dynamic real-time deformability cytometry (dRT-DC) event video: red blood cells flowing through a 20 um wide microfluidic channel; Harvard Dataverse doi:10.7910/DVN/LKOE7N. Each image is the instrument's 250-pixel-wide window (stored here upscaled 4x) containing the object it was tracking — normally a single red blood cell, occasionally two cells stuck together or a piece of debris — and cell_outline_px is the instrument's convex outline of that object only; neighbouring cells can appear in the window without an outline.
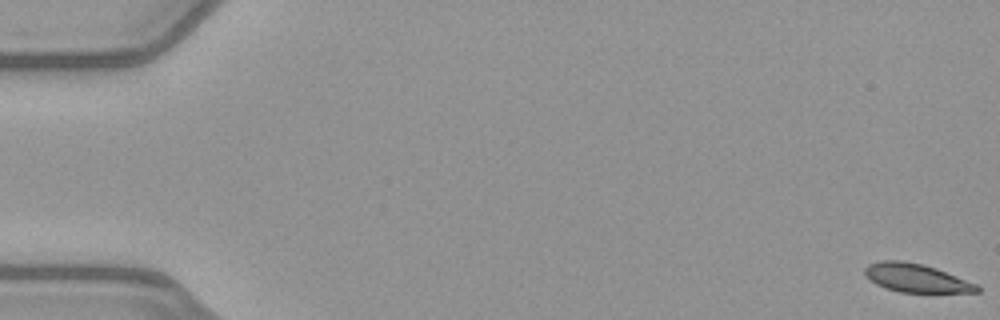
{"species": "common noctule bat (a hibernating species)", "species_latin": "Nyctalus noctula", "temperature_condition": "warm", "stored_images_in_passage": 53, "camera_frame_rate_fps": 3000, "um_per_image_px": 0.085, "animal": {"sex": "female", "body_mass_g": 21.9}, "frame": {"image": 1, "passage_image": 1, "time_ms": 0.0, "image_size_px": [1000, 320], "cell_outline_px": [[980, 292], [900, 292], [884, 288], [876, 284], [864, 276], [864, 268], [868, 264], [880, 260], [900, 260], [924, 264], [936, 268], [980, 284]], "centroid_in_image_um": [77.88, 23.62], "position_along_channel_um": 7.1, "area_um2": 18.9}}
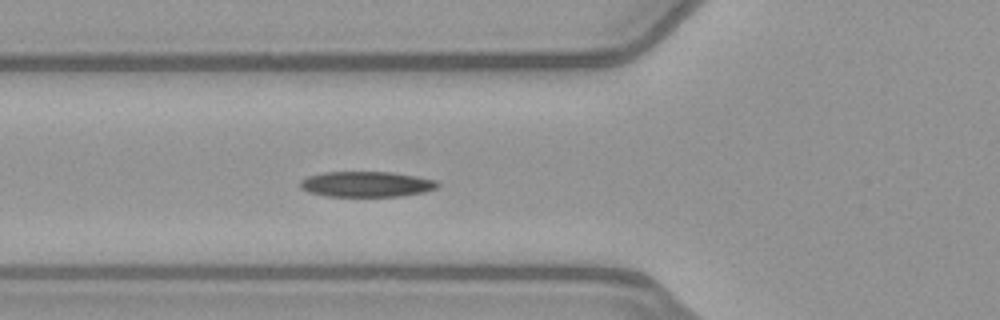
{"frame": {"image": 2, "passage_image": 20, "time_ms": 6.333, "image_size_px": [1000, 320], "cell_outline_px": [[440, 184], [436, 188], [424, 192], [404, 196], [324, 196], [308, 192], [300, 188], [300, 180], [308, 176], [324, 172], [392, 172], [416, 176], [436, 180]], "centroid_in_image_um": [31.14, 15.66], "position_along_channel_um": 94.7, "area_um2": 20.52}}
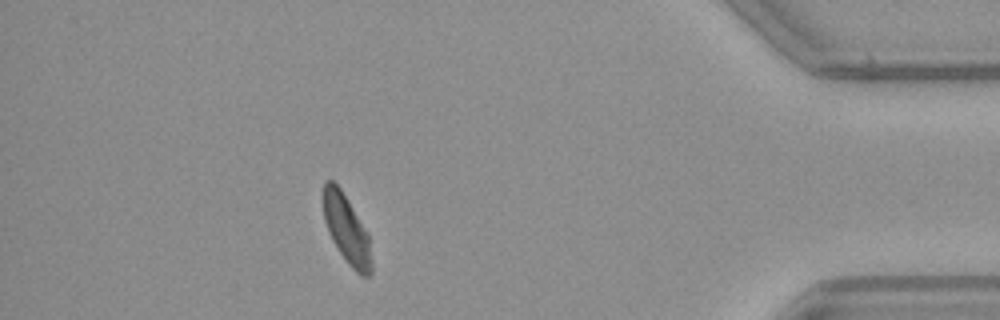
{"frame": {"image": 3, "passage_image": 47, "time_ms": 15.333, "image_size_px": [1000, 320], "cell_outline_px": [[372, 272], [368, 276], [360, 276], [348, 264], [332, 240], [328, 232], [324, 220], [324, 180], [332, 180], [340, 188], [368, 232], [372, 260]], "centroid_in_image_um": [29.48, 19.53], "position_along_channel_um": 405.7, "area_um2": 19.13}, "authors_computed_cell_mechanics": {"area_um2": 20.3456, "velocity_mm_per_s": 3.9926, "shape_relaxation_time_tau1_ms": 3.2893, "shape_relaxation_time_tau2_ms": 3.8503, "deformation_change_tau1": 0.1315, "deformation_change_tau2": 0.1073}}